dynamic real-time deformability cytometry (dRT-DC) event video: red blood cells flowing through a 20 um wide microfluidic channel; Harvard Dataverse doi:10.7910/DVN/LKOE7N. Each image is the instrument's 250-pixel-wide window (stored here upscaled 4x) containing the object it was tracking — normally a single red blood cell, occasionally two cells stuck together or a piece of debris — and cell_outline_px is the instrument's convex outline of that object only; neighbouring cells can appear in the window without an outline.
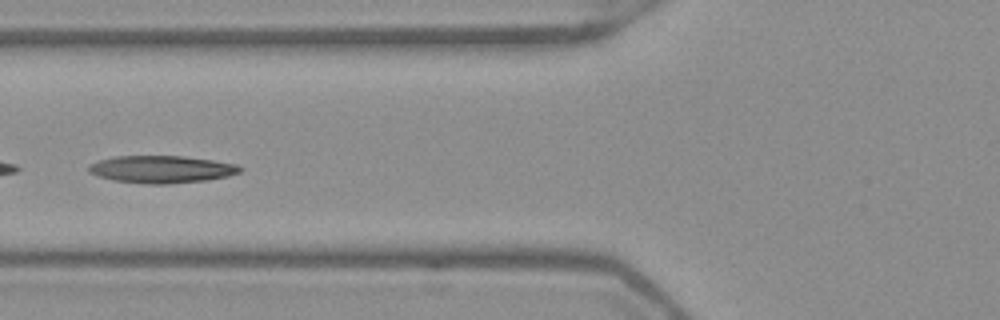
{"species": "Egyptian fruit bat (a non-hibernating species)", "species_latin": "Rousettus aegyptiacus", "temperature_condition": "warm", "stored_images_in_passage": 42, "camera_frame_rate_fps": 3000, "um_per_image_px": 0.085, "frame": {"image": 1, "passage_image": 22, "time_ms": 7.0, "image_size_px": [1000, 320], "cell_outline_px": [[244, 168], [240, 172], [228, 176], [208, 180], [168, 184], [148, 184], [112, 180], [88, 172], [88, 164], [96, 160], [116, 156], [184, 156], [212, 160], [236, 164]], "centroid_in_image_um": [13.72, 14.39], "position_along_channel_um": 112.1, "area_um2": 24.28}}
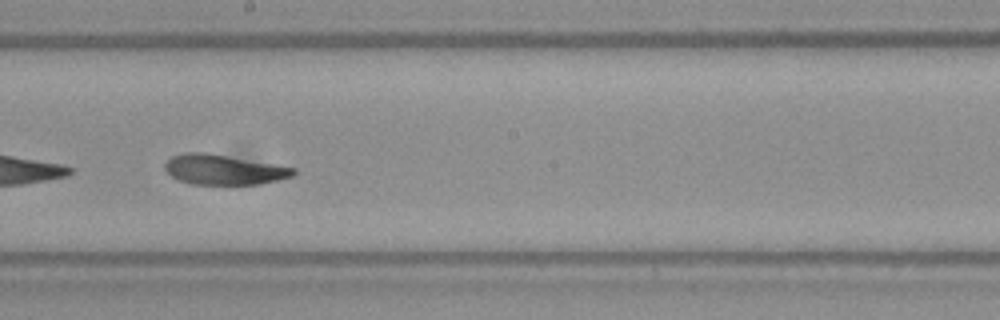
{"frame": {"image": 2, "passage_image": 31, "time_ms": 10.0, "image_size_px": [1000, 320], "cell_outline_px": [[296, 172], [292, 176], [260, 184], [192, 184], [180, 180], [172, 176], [164, 168], [164, 164], [172, 156], [184, 152], [204, 152], [296, 168]], "centroid_in_image_um": [18.99, 14.42], "position_along_channel_um": 229.2, "area_um2": 22.14}}
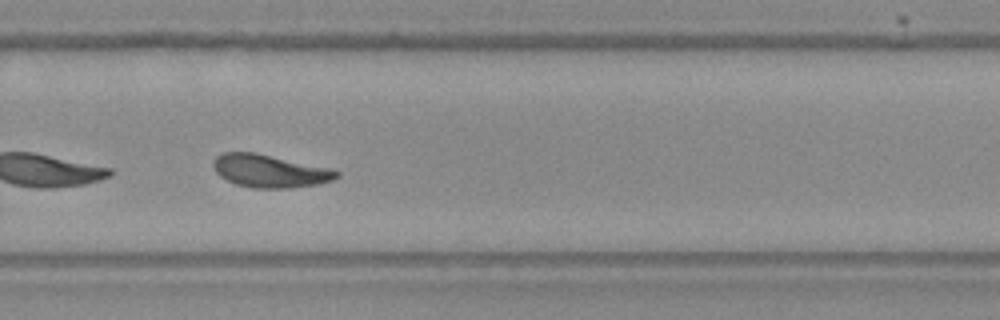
{"frame": {"image": 3, "passage_image": 37, "time_ms": 12.0, "image_size_px": [1000, 320], "cell_outline_px": [[340, 176], [332, 180], [316, 184], [292, 188], [252, 188], [236, 184], [220, 176], [216, 172], [212, 164], [216, 156], [224, 152], [256, 152], [328, 168], [340, 172]], "centroid_in_image_um": [22.91, 14.53], "position_along_channel_um": 306.9, "area_um2": 23.47}, "authors_computed_cell_mechanics": {"area_um2": 24.7673, "velocity_mm_per_s": 3.8978, "shape_relaxation_time_tau1_ms": 5.7366, "shape_relaxation_time_tau2_ms": 2.4292, "deformation_change_tau1": 0.19, "deformation_change_tau2": 0.0902}}